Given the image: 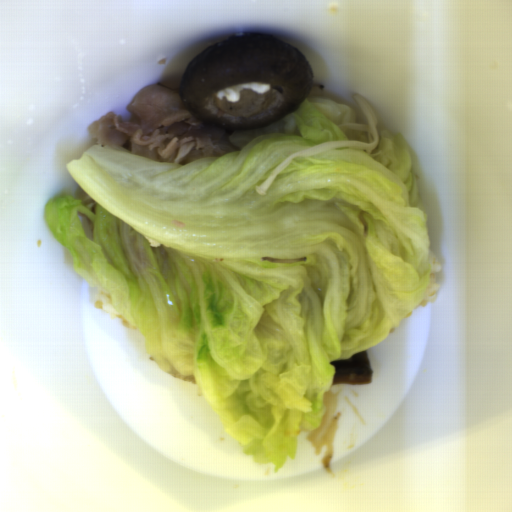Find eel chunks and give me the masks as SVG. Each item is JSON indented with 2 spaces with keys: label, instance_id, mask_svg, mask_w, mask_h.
I'll return each instance as SVG.
<instances>
[{
  "label": "eel chunks",
  "instance_id": "obj_1",
  "mask_svg": "<svg viewBox=\"0 0 512 512\" xmlns=\"http://www.w3.org/2000/svg\"><path fill=\"white\" fill-rule=\"evenodd\" d=\"M334 366L332 384H371L372 370L365 348L354 352L347 358H333Z\"/></svg>",
  "mask_w": 512,
  "mask_h": 512
}]
</instances>
